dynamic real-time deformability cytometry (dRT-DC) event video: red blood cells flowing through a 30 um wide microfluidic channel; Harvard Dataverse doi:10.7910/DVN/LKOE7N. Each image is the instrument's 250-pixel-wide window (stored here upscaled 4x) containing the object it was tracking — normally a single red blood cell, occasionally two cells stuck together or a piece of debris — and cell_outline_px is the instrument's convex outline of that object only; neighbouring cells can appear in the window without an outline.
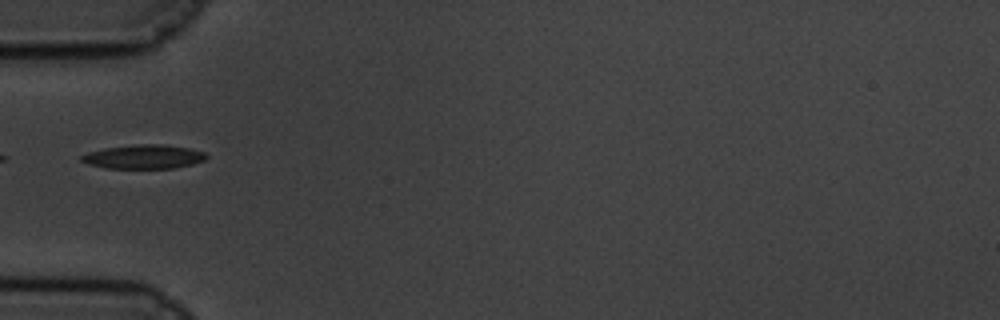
{"species": "common noctule bat (a hibernating species)", "species_latin": "Nyctalus noctula", "temperature_condition": "cold", "stored_images_in_passage": 7, "camera_frame_rate_fps": 3000, "um_per_image_px": 0.085, "animal": {"sex": "male", "body_mass_g": 19.5, "forearm_length_mm": 54.6}, "frame": {"image": 1, "passage_image": 1, "time_ms": 0.0, "image_size_px": [1000, 320], "cell_outline_px": [[208, 156], [204, 160], [192, 164], [176, 168], [108, 168], [88, 164], [80, 160], [80, 156], [88, 152], [104, 148], [140, 144], [164, 144], [188, 148], [204, 152]], "centroid_in_image_um": [12.22, 13.32], "position_along_channel_um": 72.8, "area_um2": 17.4}}